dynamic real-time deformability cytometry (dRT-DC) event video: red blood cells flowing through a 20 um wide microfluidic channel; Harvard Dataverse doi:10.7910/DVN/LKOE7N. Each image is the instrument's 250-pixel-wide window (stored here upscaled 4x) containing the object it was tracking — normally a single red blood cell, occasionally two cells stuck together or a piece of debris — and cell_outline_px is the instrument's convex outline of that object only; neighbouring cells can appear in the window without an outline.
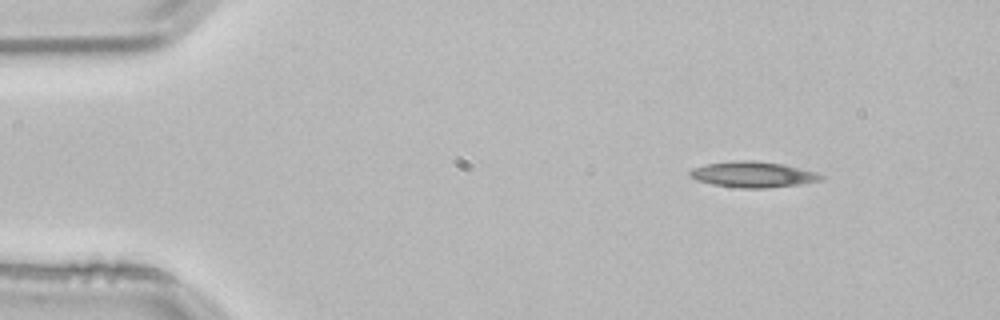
{"species": "common noctule bat (a hibernating species)", "species_latin": "Nyctalus noctula", "temperature_condition": "room temperature", "stored_images_in_passage": 2, "camera_frame_rate_fps": 3000, "um_per_image_px": 0.085, "animal": {"sex": "male", "body_mass_g": 21.5, "forearm_length_mm": 52.0}, "frame": {"image": 1, "passage_image": 1, "time_ms": 0.0, "image_size_px": [1000, 320], "cell_outline_px": [[824, 176], [820, 180], [800, 184], [764, 188], [740, 188], [712, 184], [696, 180], [688, 176], [688, 172], [692, 168], [704, 164], [732, 160], [756, 160], [784, 164], [816, 172]], "centroid_in_image_um": [63.94, 14.81], "position_along_channel_um": 21.1, "area_um2": 19.88}}